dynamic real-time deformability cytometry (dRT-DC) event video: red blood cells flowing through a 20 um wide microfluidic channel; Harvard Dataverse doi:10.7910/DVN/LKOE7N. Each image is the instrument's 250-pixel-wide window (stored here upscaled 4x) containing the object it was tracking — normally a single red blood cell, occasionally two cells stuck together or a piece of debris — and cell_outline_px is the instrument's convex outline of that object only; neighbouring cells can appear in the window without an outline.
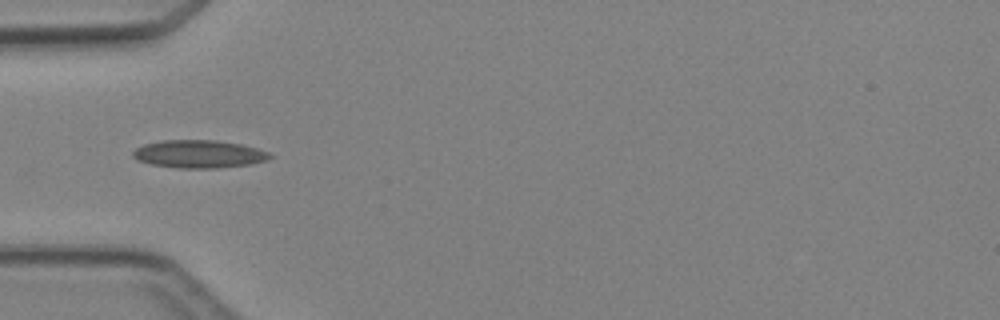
{"species": "Egyptian fruit bat (a non-hibernating species)", "species_latin": "Rousettus aegyptiacus", "temperature_condition": "cold", "stored_images_in_passage": 4, "camera_frame_rate_fps": 3000, "um_per_image_px": 0.085, "animal": {"sex": "female"}, "frame": {"image": 1, "passage_image": 4, "time_ms": 3.667, "image_size_px": [1000, 320], "cell_outline_px": [[272, 156], [268, 160], [252, 164], [216, 168], [180, 168], [152, 164], [136, 160], [132, 156], [132, 152], [136, 148], [144, 144], [160, 140], [216, 140], [240, 144], [256, 148], [268, 152]], "centroid_in_image_um": [16.89, 13.09], "position_along_channel_um": 68.1, "area_um2": 22.25}}